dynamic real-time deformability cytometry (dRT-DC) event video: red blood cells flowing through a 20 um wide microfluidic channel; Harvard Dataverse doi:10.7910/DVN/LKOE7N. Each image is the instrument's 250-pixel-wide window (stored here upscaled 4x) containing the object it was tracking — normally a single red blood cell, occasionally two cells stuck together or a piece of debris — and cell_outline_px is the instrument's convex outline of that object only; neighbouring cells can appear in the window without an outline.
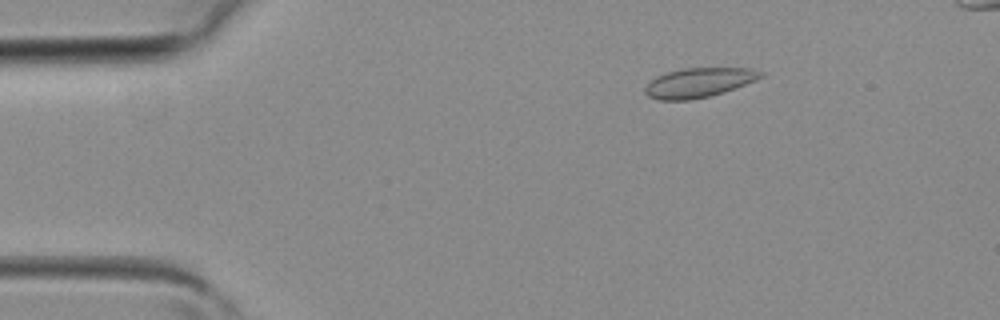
{"species": "common noctule bat (a hibernating species)", "species_latin": "Nyctalus noctula", "temperature_condition": "room temperature", "stored_images_in_passage": 4, "camera_frame_rate_fps": 3000, "um_per_image_px": 0.085, "animal": {"sex": "female", "body_mass_g": 19.3, "forearm_length_mm": 54.1}, "frame": {"image": 1, "passage_image": 2, "time_ms": 0.333, "image_size_px": [1000, 320], "cell_outline_px": [[764, 76], [756, 80], [724, 92], [708, 96], [688, 100], [660, 100], [648, 96], [644, 92], [644, 88], [656, 76], [668, 72], [684, 68], [752, 68], [764, 72]], "centroid_in_image_um": [59.42, 7.02], "position_along_channel_um": 25.6, "area_um2": 19.77}}